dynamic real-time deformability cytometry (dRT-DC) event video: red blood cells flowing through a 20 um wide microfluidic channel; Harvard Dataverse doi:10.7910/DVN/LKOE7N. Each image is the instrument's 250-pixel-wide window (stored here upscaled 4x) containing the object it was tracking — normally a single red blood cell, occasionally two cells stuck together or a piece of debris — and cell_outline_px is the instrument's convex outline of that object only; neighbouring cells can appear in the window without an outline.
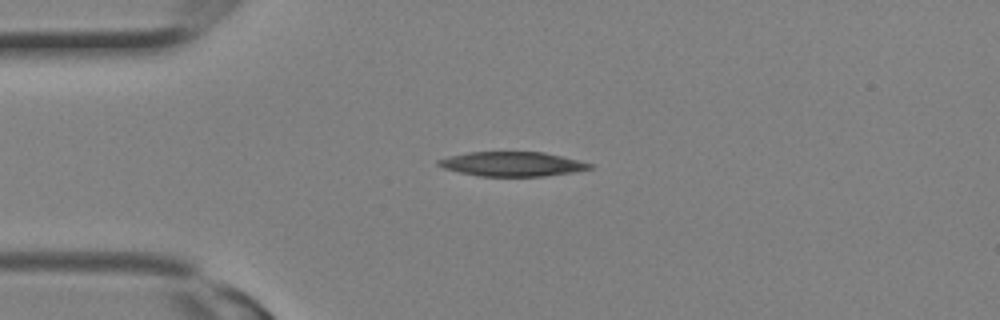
{"species": "Egyptian fruit bat (a non-hibernating species)", "species_latin": "Rousettus aegyptiacus", "temperature_condition": "room temperature", "stored_images_in_passage": 1, "camera_frame_rate_fps": 3000, "um_per_image_px": 0.085, "animal": {"sex": "female"}, "frame": {"image": 1, "passage_image": 1, "time_ms": 0.0, "image_size_px": [1000, 320], "cell_outline_px": [[596, 164], [592, 168], [572, 172], [544, 176], [480, 176], [460, 172], [444, 168], [436, 164], [436, 160], [448, 156], [468, 152], [544, 152]], "centroid_in_image_um": [43.54, 13.93], "position_along_channel_um": 41.5, "area_um2": 21.56}}